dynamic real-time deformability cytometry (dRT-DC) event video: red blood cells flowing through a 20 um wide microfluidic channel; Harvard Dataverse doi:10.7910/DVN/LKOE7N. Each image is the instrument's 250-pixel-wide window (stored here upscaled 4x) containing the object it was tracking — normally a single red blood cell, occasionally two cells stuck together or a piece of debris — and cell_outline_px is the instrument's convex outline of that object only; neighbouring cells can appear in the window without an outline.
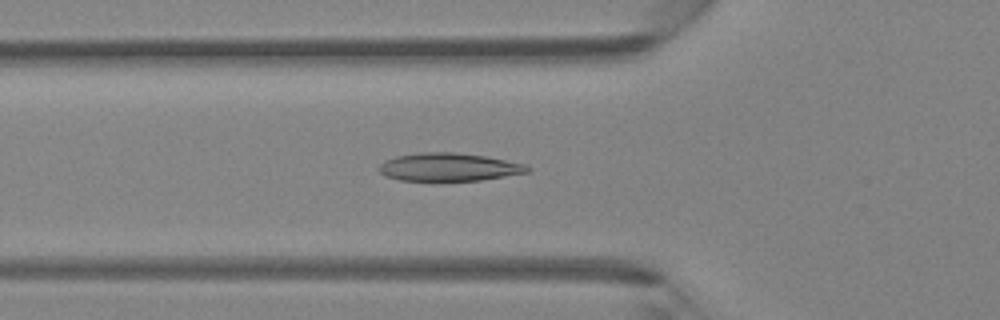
{"species": "Egyptian fruit bat (a non-hibernating species)", "species_latin": "Rousettus aegyptiacus", "temperature_condition": "room temperature", "stored_images_in_passage": 44, "camera_frame_rate_fps": 3000, "um_per_image_px": 0.085, "animal": {"sex": "female"}, "frame": {"image": 1, "passage_image": 15, "time_ms": 4.667, "image_size_px": [1000, 320], "cell_outline_px": [[532, 168], [528, 172], [480, 180], [400, 180], [388, 176], [380, 172], [380, 164], [384, 160], [396, 156], [420, 152], [452, 152], [484, 156], [524, 164]], "centroid_in_image_um": [38.14, 14.19], "position_along_channel_um": 87.7, "area_um2": 23.81}}
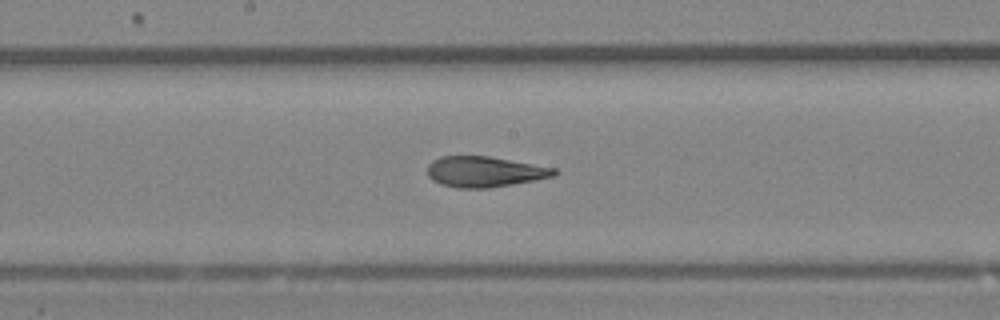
{"frame": {"image": 2, "passage_image": 23, "time_ms": 7.333, "image_size_px": [1000, 320], "cell_outline_px": [[560, 172], [552, 176], [536, 180], [488, 188], [456, 188], [440, 184], [432, 180], [428, 176], [428, 164], [432, 160], [440, 156], [488, 156], [556, 168]], "centroid_in_image_um": [41.17, 14.6], "position_along_channel_um": 207.0, "area_um2": 22.66}}
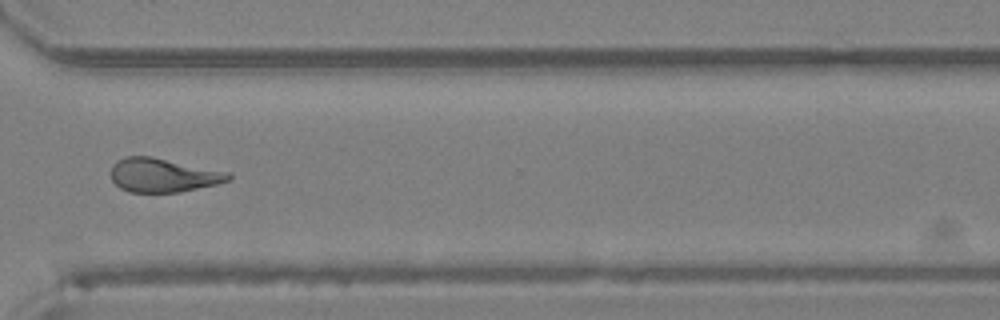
{"frame": {"image": 3, "passage_image": 33, "time_ms": 10.667, "image_size_px": [1000, 320], "cell_outline_px": [[232, 180], [216, 184], [180, 192], [128, 192], [120, 188], [112, 180], [112, 164], [128, 156], [152, 156], [228, 172], [232, 176]], "centroid_in_image_um": [13.88, 14.89], "position_along_channel_um": 356.7, "area_um2": 23.06}}